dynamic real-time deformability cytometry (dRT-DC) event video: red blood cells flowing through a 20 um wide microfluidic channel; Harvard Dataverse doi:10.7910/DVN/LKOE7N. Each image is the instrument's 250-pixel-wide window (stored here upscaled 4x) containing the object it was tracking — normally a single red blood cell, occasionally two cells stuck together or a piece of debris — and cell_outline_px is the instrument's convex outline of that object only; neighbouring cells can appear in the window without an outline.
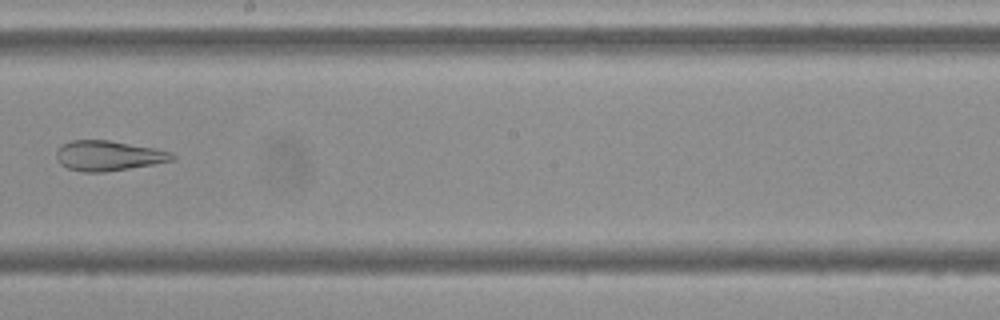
{"species": "Egyptian fruit bat (a non-hibernating species)", "species_latin": "Rousettus aegyptiacus", "temperature_condition": "cold", "stored_images_in_passage": 9, "camera_frame_rate_fps": 3000, "um_per_image_px": 0.085, "frame": {"image": 1, "passage_image": 9, "time_ms": 9.333, "image_size_px": [1000, 320], "cell_outline_px": [[176, 156], [172, 160], [152, 164], [104, 172], [84, 172], [68, 168], [60, 164], [56, 160], [56, 152], [60, 144], [72, 140], [108, 140], [156, 148], [172, 152]], "centroid_in_image_um": [9.17, 13.22], "position_along_channel_um": 239.0, "area_um2": 20.29}}